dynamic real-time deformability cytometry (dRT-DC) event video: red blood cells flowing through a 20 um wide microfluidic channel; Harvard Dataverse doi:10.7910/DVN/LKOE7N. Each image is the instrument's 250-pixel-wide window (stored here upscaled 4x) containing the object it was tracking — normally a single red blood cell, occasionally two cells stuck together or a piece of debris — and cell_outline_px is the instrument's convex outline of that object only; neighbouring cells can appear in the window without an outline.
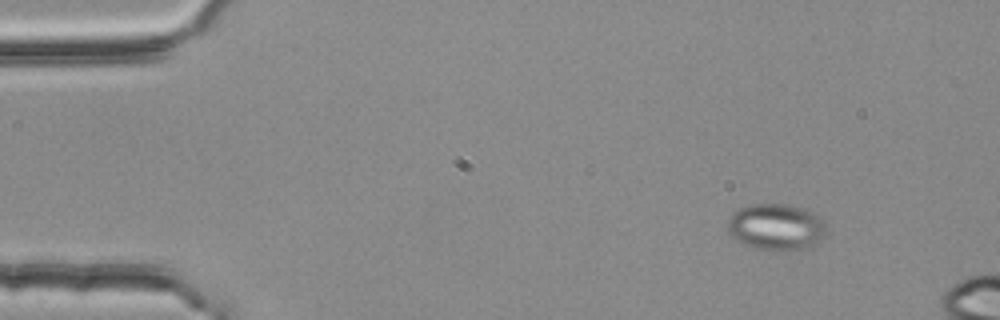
{"species": "common noctule bat (a hibernating species)", "species_latin": "Nyctalus noctula", "temperature_condition": "room temperature", "stored_images_in_passage": 4, "camera_frame_rate_fps": 3000, "um_per_image_px": 0.085, "animal": {"sex": "female", "body_mass_g": 25.1}, "frame": {"image": 1, "passage_image": 2, "time_ms": 0.333, "image_size_px": [1000, 320], "cell_outline_px": [[824, 236], [800, 252], [768, 252], [744, 244], [736, 240], [728, 232], [728, 220], [732, 212], [740, 208], [752, 204], [788, 204], [804, 208], [820, 216], [824, 220]], "centroid_in_image_um": [65.96, 19.32], "position_along_channel_um": 19.0, "area_um2": 27.28}}